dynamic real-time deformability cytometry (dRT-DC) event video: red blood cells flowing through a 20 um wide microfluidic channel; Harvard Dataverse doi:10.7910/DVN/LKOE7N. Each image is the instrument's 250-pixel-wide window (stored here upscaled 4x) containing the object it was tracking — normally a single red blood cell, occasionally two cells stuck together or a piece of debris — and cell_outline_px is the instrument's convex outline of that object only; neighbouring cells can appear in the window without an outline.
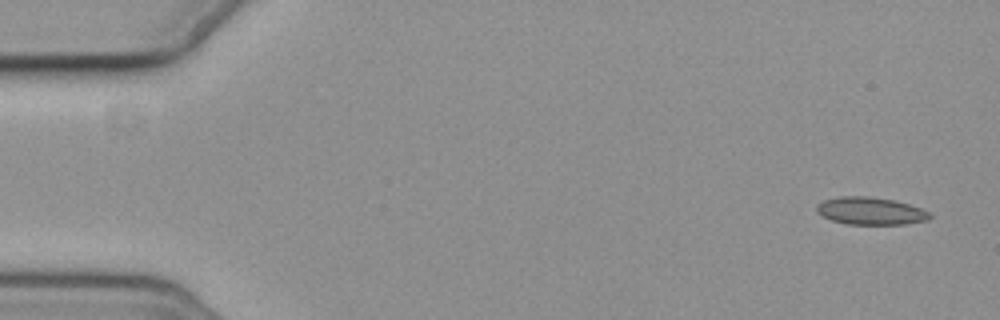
{"species": "common noctule bat (a hibernating species)", "species_latin": "Nyctalus noctula", "temperature_condition": "cold", "stored_images_in_passage": 4, "camera_frame_rate_fps": 3000, "um_per_image_px": 0.085, "animal": {"sex": "female", "body_mass_g": 19.3, "forearm_length_mm": 54.1}, "frame": {"image": 1, "passage_image": 1, "time_ms": 0.0, "image_size_px": [1000, 320], "cell_outline_px": [[932, 216], [928, 220], [904, 224], [848, 224], [832, 220], [816, 212], [816, 204], [824, 200], [840, 196], [868, 196], [896, 200], [920, 208], [928, 212]], "centroid_in_image_um": [73.98, 17.92], "position_along_channel_um": 11.0, "area_um2": 18.09}}
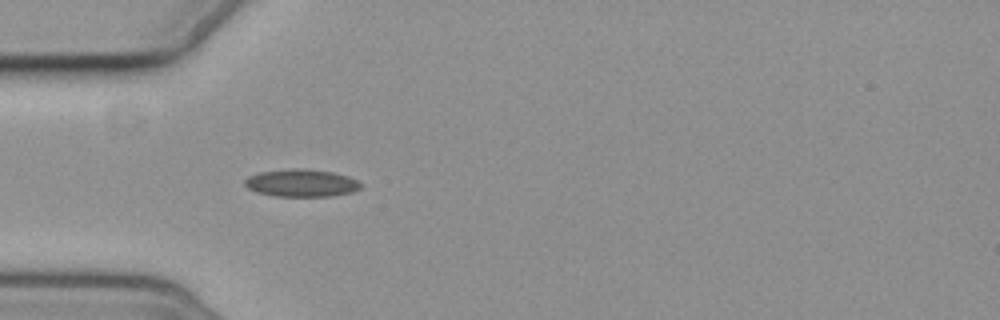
{"frame": {"image": 2, "passage_image": 4, "time_ms": 5.0, "image_size_px": [1000, 320], "cell_outline_px": [[360, 188], [352, 192], [332, 196], [276, 196], [256, 192], [248, 188], [244, 184], [244, 180], [248, 176], [260, 172], [292, 168], [300, 168], [332, 172], [348, 176], [360, 180]], "centroid_in_image_um": [25.62, 15.55], "position_along_channel_um": 59.4, "area_um2": 18.61}}